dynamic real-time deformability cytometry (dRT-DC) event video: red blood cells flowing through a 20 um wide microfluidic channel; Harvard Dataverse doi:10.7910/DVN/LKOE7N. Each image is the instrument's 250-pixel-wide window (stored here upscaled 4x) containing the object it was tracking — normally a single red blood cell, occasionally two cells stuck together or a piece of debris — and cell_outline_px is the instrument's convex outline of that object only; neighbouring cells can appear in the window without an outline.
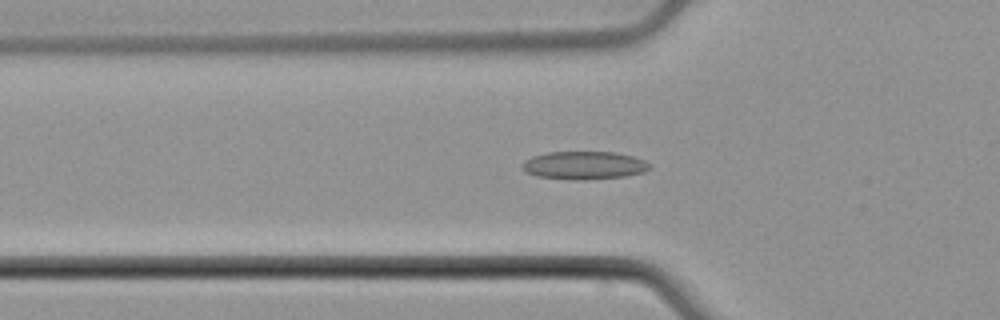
{"species": "common noctule bat (a hibernating species)", "species_latin": "Nyctalus noctula", "temperature_condition": "cold", "stored_images_in_passage": 54, "camera_frame_rate_fps": 3000, "um_per_image_px": 0.085, "animal": {"sex": "male", "body_mass_g": 21.5, "forearm_length_mm": 52.0}, "frame": {"image": 1, "passage_image": 18, "time_ms": 5.667, "image_size_px": [1000, 320], "cell_outline_px": [[652, 168], [644, 172], [624, 176], [584, 180], [572, 180], [536, 176], [524, 172], [520, 164], [524, 160], [532, 156], [548, 152], [616, 152], [632, 156], [644, 160]], "centroid_in_image_um": [49.6, 14.05], "position_along_channel_um": 76.2, "area_um2": 20.98}}
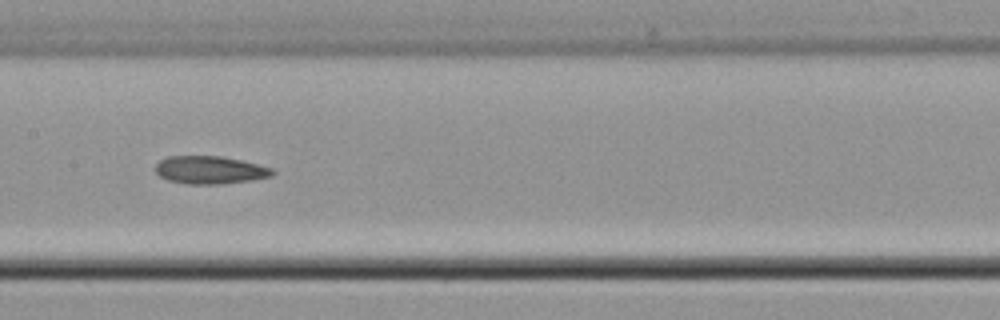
{"frame": {"image": 2, "passage_image": 27, "time_ms": 8.667, "image_size_px": [1000, 320], "cell_outline_px": [[276, 172], [272, 176], [252, 180], [220, 184], [188, 184], [168, 180], [160, 176], [156, 172], [156, 164], [160, 160], [168, 156], [220, 156], [240, 160], [272, 168]], "centroid_in_image_um": [17.85, 14.45], "position_along_channel_um": 189.6, "area_um2": 18.9}}
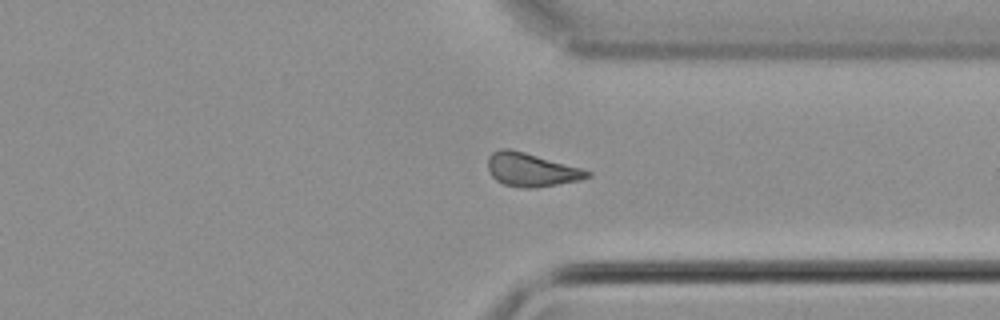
{"frame": {"image": 3, "passage_image": 41, "time_ms": 13.333, "image_size_px": [1000, 320], "cell_outline_px": [[592, 176], [580, 180], [536, 188], [524, 188], [504, 184], [496, 180], [488, 172], [488, 156], [492, 152], [500, 148], [508, 148], [524, 152], [584, 168], [592, 172]], "centroid_in_image_um": [45.18, 14.42], "position_along_channel_um": 366.2, "area_um2": 19.59}}